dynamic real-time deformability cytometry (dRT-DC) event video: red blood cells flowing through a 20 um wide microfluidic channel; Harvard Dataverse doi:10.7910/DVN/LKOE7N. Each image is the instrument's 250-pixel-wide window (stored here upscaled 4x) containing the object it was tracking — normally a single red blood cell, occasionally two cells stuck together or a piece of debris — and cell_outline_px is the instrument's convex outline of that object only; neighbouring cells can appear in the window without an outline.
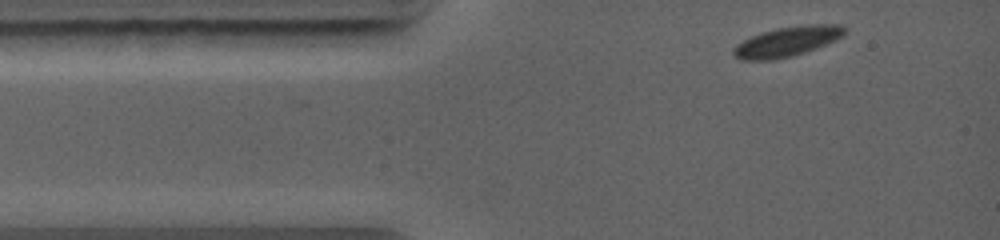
{"species": "common noctule bat (a hibernating species)", "species_latin": "Nyctalus noctula", "temperature_condition": "warm", "stored_images_in_passage": 24, "camera_frame_rate_fps": 5000, "um_per_image_px": 0.085, "animal": {"sex": "female", "body_mass_g": 19.0, "forearm_length_mm": 56.7}, "frame": {"image": 1, "passage_image": 1, "time_ms": 0.0, "image_size_px": [1000, 240], "cell_outline_px": [[844, 32], [840, 36], [824, 44], [804, 52], [792, 56], [772, 60], [740, 60], [732, 52], [732, 48], [736, 44], [760, 32], [776, 28], [808, 24], [840, 24], [844, 28]], "centroid_in_image_um": [66.82, 3.53], "position_along_channel_um": 18.2, "area_um2": 19.02}}
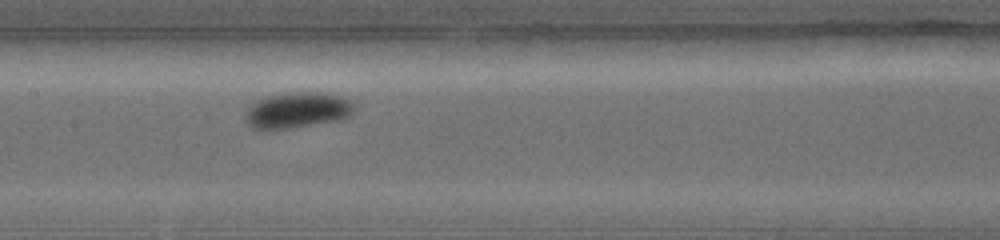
{"frame": {"image": 2, "passage_image": 12, "time_ms": 4.4, "image_size_px": [1000, 240], "cell_outline_px": [[356, 108], [348, 116], [336, 120], [288, 128], [252, 128], [248, 124], [248, 108], [252, 104], [268, 96], [288, 92], [312, 92], [340, 96], [348, 100]], "centroid_in_image_um": [25.3, 9.35], "position_along_channel_um": 182.1, "area_um2": 21.79}}
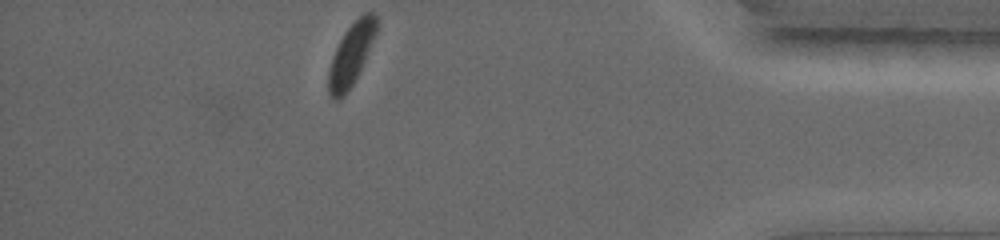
{"frame": {"image": 3, "passage_image": 24, "time_ms": 10.2, "image_size_px": [1000, 240], "cell_outline_px": [[380, 20], [376, 32], [364, 60], [352, 84], [344, 96], [340, 100], [332, 100], [328, 96], [328, 72], [332, 56], [344, 32], [364, 12], [372, 12]], "centroid_in_image_um": [29.83, 4.64], "position_along_channel_um": 405.4, "area_um2": 17.17}}